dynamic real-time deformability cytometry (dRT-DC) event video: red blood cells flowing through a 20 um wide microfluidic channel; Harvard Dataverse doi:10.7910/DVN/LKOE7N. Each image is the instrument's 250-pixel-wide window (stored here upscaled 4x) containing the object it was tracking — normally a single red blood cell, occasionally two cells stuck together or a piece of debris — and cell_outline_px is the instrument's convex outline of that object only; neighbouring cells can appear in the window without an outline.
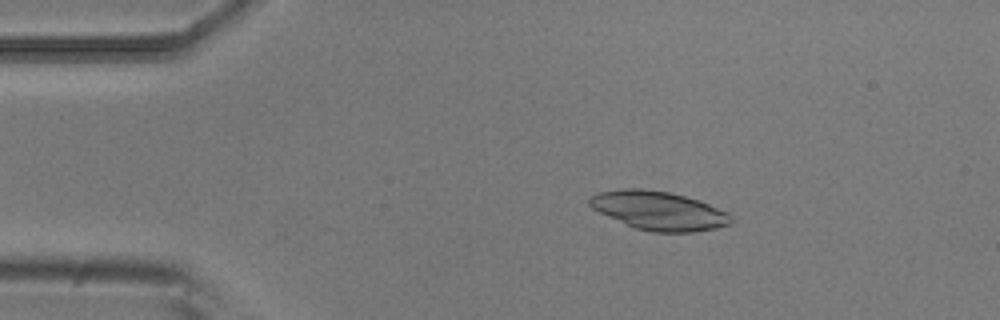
{"species": "common noctule bat (a hibernating species)", "species_latin": "Nyctalus noctula", "temperature_condition": "room temperature", "stored_images_in_passage": 8, "camera_frame_rate_fps": 3000, "um_per_image_px": 0.085, "animal": {"sex": "male", "body_mass_g": 20.5, "forearm_length_mm": 52.5}, "frame": {"image": 1, "passage_image": 3, "time_ms": 0.667, "image_size_px": [1000, 320], "cell_outline_px": [[732, 220], [728, 224], [716, 228], [696, 232], [652, 232], [636, 228], [608, 216], [592, 208], [588, 204], [588, 200], [592, 196], [600, 192], [624, 188], [640, 188], [668, 192], [700, 200], [728, 212], [732, 216]], "centroid_in_image_um": [56.02, 17.9], "position_along_channel_um": 29.0, "area_um2": 31.73}}